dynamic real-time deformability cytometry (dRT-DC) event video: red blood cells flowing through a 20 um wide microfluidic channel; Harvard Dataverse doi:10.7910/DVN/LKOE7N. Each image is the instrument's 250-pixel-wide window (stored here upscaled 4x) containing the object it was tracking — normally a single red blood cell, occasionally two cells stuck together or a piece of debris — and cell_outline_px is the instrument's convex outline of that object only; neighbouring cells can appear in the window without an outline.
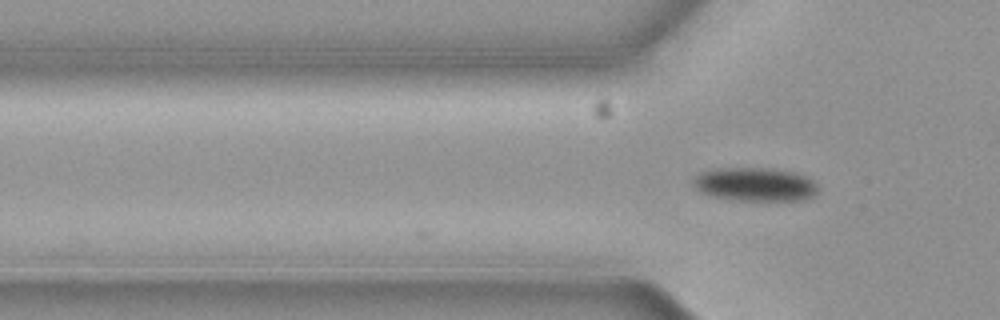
{"species": "common noctule bat (a hibernating species)", "species_latin": "Nyctalus noctula", "temperature_condition": "cold", "stored_images_in_passage": 2, "camera_frame_rate_fps": 3000, "um_per_image_px": 0.085, "animal": {"sex": "female", "body_mass_g": 19.3, "forearm_length_mm": 54.1}, "frame": {"image": 1, "passage_image": 2, "time_ms": 0.333, "image_size_px": [1000, 320], "cell_outline_px": [[816, 192], [812, 196], [800, 200], [728, 200], [708, 196], [700, 192], [692, 184], [692, 180], [700, 172], [712, 168], [772, 168], [796, 172], [812, 180], [816, 184]], "centroid_in_image_um": [64.1, 15.66], "position_along_channel_um": 61.7, "area_um2": 24.68}}